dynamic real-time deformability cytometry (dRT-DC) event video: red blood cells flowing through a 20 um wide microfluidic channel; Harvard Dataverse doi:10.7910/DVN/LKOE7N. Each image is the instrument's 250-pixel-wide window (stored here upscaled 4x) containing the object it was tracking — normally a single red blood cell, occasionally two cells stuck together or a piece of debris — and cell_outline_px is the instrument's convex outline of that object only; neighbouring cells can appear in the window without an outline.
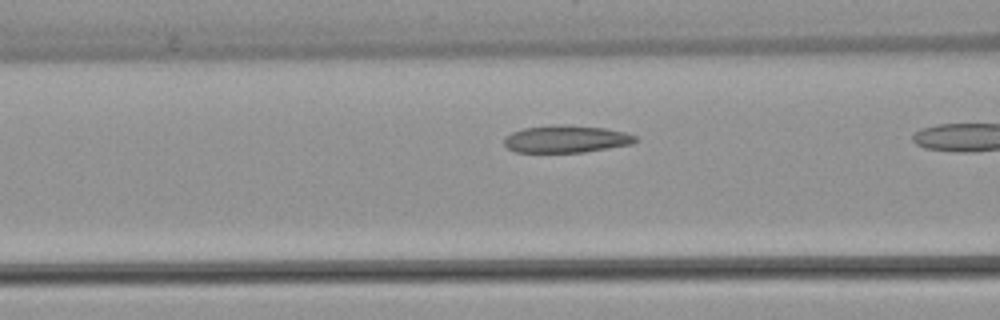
{"species": "common noctule bat (a hibernating species)", "species_latin": "Nyctalus noctula", "temperature_condition": "warm", "stored_images_in_passage": 16, "camera_frame_rate_fps": 3000, "um_per_image_px": 0.085, "animal": {"sex": "female", "body_mass_g": 22.7, "forearm_length_mm": 54.2}, "frame": {"image": 1, "passage_image": 14, "time_ms": 4.333, "image_size_px": [1000, 320], "cell_outline_px": [[636, 140], [632, 144], [584, 152], [516, 152], [508, 148], [504, 144], [504, 136], [512, 132], [524, 128], [556, 124], [568, 124], [604, 128], [624, 132], [636, 136]], "centroid_in_image_um": [48.09, 11.81], "position_along_channel_um": 118.5, "area_um2": 20.92}}